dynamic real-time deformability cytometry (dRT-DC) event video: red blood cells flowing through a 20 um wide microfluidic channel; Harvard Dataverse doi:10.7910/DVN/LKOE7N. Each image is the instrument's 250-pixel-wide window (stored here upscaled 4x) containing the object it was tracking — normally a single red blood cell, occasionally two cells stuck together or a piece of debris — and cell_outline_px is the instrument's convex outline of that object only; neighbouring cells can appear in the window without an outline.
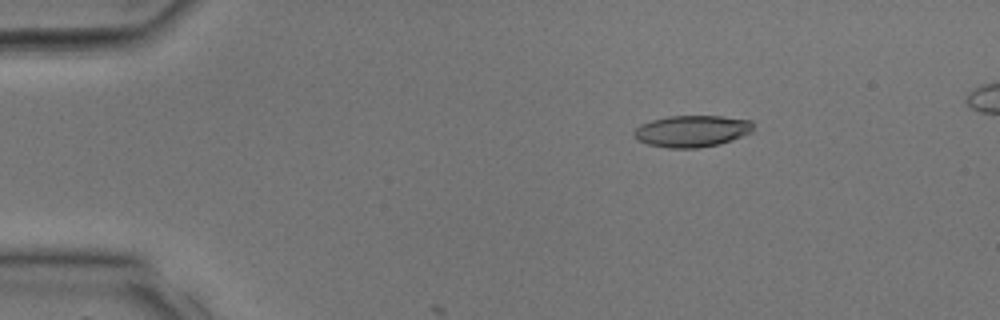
{"species": "common noctule bat (a hibernating species)", "species_latin": "Nyctalus noctula", "temperature_condition": "room temperature", "stored_images_in_passage": 10, "camera_frame_rate_fps": 3000, "um_per_image_px": 0.085, "animal": {"sex": "male", "body_mass_g": 17.9, "forearm_length_mm": 54.2}, "frame": {"image": 1, "passage_image": 6, "time_ms": 1.667, "image_size_px": [1000, 320], "cell_outline_px": [[752, 132], [732, 140], [720, 144], [696, 148], [668, 148], [648, 144], [636, 140], [632, 136], [632, 132], [640, 124], [652, 120], [668, 116], [720, 116], [752, 120]], "centroid_in_image_um": [58.78, 11.15], "position_along_channel_um": 26.2, "area_um2": 22.14}}